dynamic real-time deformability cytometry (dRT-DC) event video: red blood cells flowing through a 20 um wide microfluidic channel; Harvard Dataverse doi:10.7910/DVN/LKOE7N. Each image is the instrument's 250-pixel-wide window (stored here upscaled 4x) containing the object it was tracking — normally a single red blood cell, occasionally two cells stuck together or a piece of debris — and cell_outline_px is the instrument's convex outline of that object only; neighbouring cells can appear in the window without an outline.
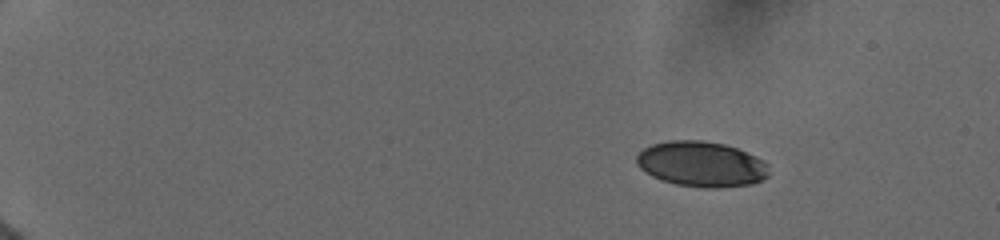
{"species": "human", "species_latin": "Homo sapiens", "temperature_condition": "cold", "stored_images_in_passage": 9, "camera_frame_rate_fps": 3000, "um_per_image_px": 0.085, "donor": {"sex": "female"}, "frame": {"image": 1, "passage_image": 1, "time_ms": 0.0, "image_size_px": [1000, 240], "cell_outline_px": [[768, 176], [752, 184], [716, 188], [704, 188], [676, 184], [660, 180], [652, 176], [640, 168], [636, 164], [636, 156], [644, 148], [652, 144], [668, 140], [704, 140], [724, 144], [736, 148], [756, 156], [764, 160], [768, 164]], "centroid_in_image_um": [59.61, 13.95], "position_along_channel_um": 25.4, "area_um2": 35.14}}